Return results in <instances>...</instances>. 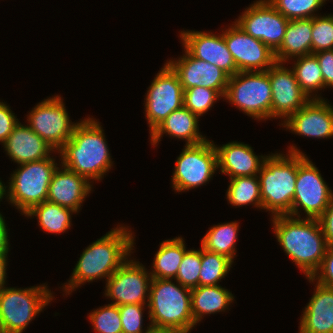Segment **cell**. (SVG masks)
Here are the masks:
<instances>
[{
    "label": "cell",
    "instance_id": "obj_5",
    "mask_svg": "<svg viewBox=\"0 0 333 333\" xmlns=\"http://www.w3.org/2000/svg\"><path fill=\"white\" fill-rule=\"evenodd\" d=\"M147 307L152 327L189 333L196 325L191 312V289L172 279L152 278Z\"/></svg>",
    "mask_w": 333,
    "mask_h": 333
},
{
    "label": "cell",
    "instance_id": "obj_19",
    "mask_svg": "<svg viewBox=\"0 0 333 333\" xmlns=\"http://www.w3.org/2000/svg\"><path fill=\"white\" fill-rule=\"evenodd\" d=\"M281 125L300 136L333 137V106L325 98L311 99Z\"/></svg>",
    "mask_w": 333,
    "mask_h": 333
},
{
    "label": "cell",
    "instance_id": "obj_32",
    "mask_svg": "<svg viewBox=\"0 0 333 333\" xmlns=\"http://www.w3.org/2000/svg\"><path fill=\"white\" fill-rule=\"evenodd\" d=\"M234 261L228 257L208 251L201 246V270L199 286L219 285V281L227 276Z\"/></svg>",
    "mask_w": 333,
    "mask_h": 333
},
{
    "label": "cell",
    "instance_id": "obj_7",
    "mask_svg": "<svg viewBox=\"0 0 333 333\" xmlns=\"http://www.w3.org/2000/svg\"><path fill=\"white\" fill-rule=\"evenodd\" d=\"M54 299L47 284L29 288L0 289L2 333H22L28 324Z\"/></svg>",
    "mask_w": 333,
    "mask_h": 333
},
{
    "label": "cell",
    "instance_id": "obj_18",
    "mask_svg": "<svg viewBox=\"0 0 333 333\" xmlns=\"http://www.w3.org/2000/svg\"><path fill=\"white\" fill-rule=\"evenodd\" d=\"M184 51L185 54L178 60L166 62L177 74L183 90L202 86L216 90L224 97L229 76L216 65L192 57L185 49Z\"/></svg>",
    "mask_w": 333,
    "mask_h": 333
},
{
    "label": "cell",
    "instance_id": "obj_36",
    "mask_svg": "<svg viewBox=\"0 0 333 333\" xmlns=\"http://www.w3.org/2000/svg\"><path fill=\"white\" fill-rule=\"evenodd\" d=\"M201 270V249L187 250L182 258L176 280L182 286L194 289L199 286V272Z\"/></svg>",
    "mask_w": 333,
    "mask_h": 333
},
{
    "label": "cell",
    "instance_id": "obj_35",
    "mask_svg": "<svg viewBox=\"0 0 333 333\" xmlns=\"http://www.w3.org/2000/svg\"><path fill=\"white\" fill-rule=\"evenodd\" d=\"M88 318L97 333H123L117 305L108 304L95 309Z\"/></svg>",
    "mask_w": 333,
    "mask_h": 333
},
{
    "label": "cell",
    "instance_id": "obj_28",
    "mask_svg": "<svg viewBox=\"0 0 333 333\" xmlns=\"http://www.w3.org/2000/svg\"><path fill=\"white\" fill-rule=\"evenodd\" d=\"M73 213L76 212L72 209L44 201L41 204L35 205L25 216H36L42 230L52 234H60L70 229L72 224L71 215Z\"/></svg>",
    "mask_w": 333,
    "mask_h": 333
},
{
    "label": "cell",
    "instance_id": "obj_39",
    "mask_svg": "<svg viewBox=\"0 0 333 333\" xmlns=\"http://www.w3.org/2000/svg\"><path fill=\"white\" fill-rule=\"evenodd\" d=\"M308 280L333 288V247H328L319 269Z\"/></svg>",
    "mask_w": 333,
    "mask_h": 333
},
{
    "label": "cell",
    "instance_id": "obj_8",
    "mask_svg": "<svg viewBox=\"0 0 333 333\" xmlns=\"http://www.w3.org/2000/svg\"><path fill=\"white\" fill-rule=\"evenodd\" d=\"M224 98L258 121L271 118L272 90L269 69L237 72L229 77Z\"/></svg>",
    "mask_w": 333,
    "mask_h": 333
},
{
    "label": "cell",
    "instance_id": "obj_14",
    "mask_svg": "<svg viewBox=\"0 0 333 333\" xmlns=\"http://www.w3.org/2000/svg\"><path fill=\"white\" fill-rule=\"evenodd\" d=\"M235 23L275 52L283 41L289 20L268 0H258L249 5Z\"/></svg>",
    "mask_w": 333,
    "mask_h": 333
},
{
    "label": "cell",
    "instance_id": "obj_10",
    "mask_svg": "<svg viewBox=\"0 0 333 333\" xmlns=\"http://www.w3.org/2000/svg\"><path fill=\"white\" fill-rule=\"evenodd\" d=\"M332 197L333 192L323 180L318 168L306 154L299 153L292 216L300 218L301 211L298 210L303 208L306 218L318 219L326 210Z\"/></svg>",
    "mask_w": 333,
    "mask_h": 333
},
{
    "label": "cell",
    "instance_id": "obj_43",
    "mask_svg": "<svg viewBox=\"0 0 333 333\" xmlns=\"http://www.w3.org/2000/svg\"><path fill=\"white\" fill-rule=\"evenodd\" d=\"M4 216L0 213V257H8L9 252V237L8 227L6 228Z\"/></svg>",
    "mask_w": 333,
    "mask_h": 333
},
{
    "label": "cell",
    "instance_id": "obj_1",
    "mask_svg": "<svg viewBox=\"0 0 333 333\" xmlns=\"http://www.w3.org/2000/svg\"><path fill=\"white\" fill-rule=\"evenodd\" d=\"M134 233L125 226H117L89 245L80 255L72 276L64 284L65 295L83 285L101 278L106 280L131 256Z\"/></svg>",
    "mask_w": 333,
    "mask_h": 333
},
{
    "label": "cell",
    "instance_id": "obj_12",
    "mask_svg": "<svg viewBox=\"0 0 333 333\" xmlns=\"http://www.w3.org/2000/svg\"><path fill=\"white\" fill-rule=\"evenodd\" d=\"M184 90L177 74L165 63L148 88L145 118L151 133L172 111L184 106Z\"/></svg>",
    "mask_w": 333,
    "mask_h": 333
},
{
    "label": "cell",
    "instance_id": "obj_29",
    "mask_svg": "<svg viewBox=\"0 0 333 333\" xmlns=\"http://www.w3.org/2000/svg\"><path fill=\"white\" fill-rule=\"evenodd\" d=\"M238 222L214 225L201 240V246L217 254H222L232 261L236 256V239L238 237Z\"/></svg>",
    "mask_w": 333,
    "mask_h": 333
},
{
    "label": "cell",
    "instance_id": "obj_33",
    "mask_svg": "<svg viewBox=\"0 0 333 333\" xmlns=\"http://www.w3.org/2000/svg\"><path fill=\"white\" fill-rule=\"evenodd\" d=\"M268 2L288 20L309 19L317 16L323 0H268Z\"/></svg>",
    "mask_w": 333,
    "mask_h": 333
},
{
    "label": "cell",
    "instance_id": "obj_2",
    "mask_svg": "<svg viewBox=\"0 0 333 333\" xmlns=\"http://www.w3.org/2000/svg\"><path fill=\"white\" fill-rule=\"evenodd\" d=\"M279 245L305 274L312 277L319 269L328 248L318 219L277 215L272 218Z\"/></svg>",
    "mask_w": 333,
    "mask_h": 333
},
{
    "label": "cell",
    "instance_id": "obj_27",
    "mask_svg": "<svg viewBox=\"0 0 333 333\" xmlns=\"http://www.w3.org/2000/svg\"><path fill=\"white\" fill-rule=\"evenodd\" d=\"M182 237L168 239L160 243L154 256L152 278L175 279L178 268L185 254L186 246Z\"/></svg>",
    "mask_w": 333,
    "mask_h": 333
},
{
    "label": "cell",
    "instance_id": "obj_40",
    "mask_svg": "<svg viewBox=\"0 0 333 333\" xmlns=\"http://www.w3.org/2000/svg\"><path fill=\"white\" fill-rule=\"evenodd\" d=\"M19 120L14 115L10 107L0 102V142L4 143L8 136L11 134L14 127L18 124Z\"/></svg>",
    "mask_w": 333,
    "mask_h": 333
},
{
    "label": "cell",
    "instance_id": "obj_26",
    "mask_svg": "<svg viewBox=\"0 0 333 333\" xmlns=\"http://www.w3.org/2000/svg\"><path fill=\"white\" fill-rule=\"evenodd\" d=\"M233 301V294L220 285L198 286L191 289V312L195 324L206 314L224 312Z\"/></svg>",
    "mask_w": 333,
    "mask_h": 333
},
{
    "label": "cell",
    "instance_id": "obj_13",
    "mask_svg": "<svg viewBox=\"0 0 333 333\" xmlns=\"http://www.w3.org/2000/svg\"><path fill=\"white\" fill-rule=\"evenodd\" d=\"M146 270L139 261L127 259L106 280L105 297L114 300L111 304L117 306L124 304H147L148 306L152 276Z\"/></svg>",
    "mask_w": 333,
    "mask_h": 333
},
{
    "label": "cell",
    "instance_id": "obj_6",
    "mask_svg": "<svg viewBox=\"0 0 333 333\" xmlns=\"http://www.w3.org/2000/svg\"><path fill=\"white\" fill-rule=\"evenodd\" d=\"M58 164L53 156L18 166L5 186L7 201L25 215L35 205L47 201L48 188ZM8 197V198H7Z\"/></svg>",
    "mask_w": 333,
    "mask_h": 333
},
{
    "label": "cell",
    "instance_id": "obj_17",
    "mask_svg": "<svg viewBox=\"0 0 333 333\" xmlns=\"http://www.w3.org/2000/svg\"><path fill=\"white\" fill-rule=\"evenodd\" d=\"M184 49L192 56L216 65L229 77L238 71L231 52L222 34L202 31H181Z\"/></svg>",
    "mask_w": 333,
    "mask_h": 333
},
{
    "label": "cell",
    "instance_id": "obj_23",
    "mask_svg": "<svg viewBox=\"0 0 333 333\" xmlns=\"http://www.w3.org/2000/svg\"><path fill=\"white\" fill-rule=\"evenodd\" d=\"M315 292L303 310L299 333H333V288L316 282Z\"/></svg>",
    "mask_w": 333,
    "mask_h": 333
},
{
    "label": "cell",
    "instance_id": "obj_3",
    "mask_svg": "<svg viewBox=\"0 0 333 333\" xmlns=\"http://www.w3.org/2000/svg\"><path fill=\"white\" fill-rule=\"evenodd\" d=\"M103 131L93 118L78 122L71 138L58 151L61 164L88 181L101 180L113 166Z\"/></svg>",
    "mask_w": 333,
    "mask_h": 333
},
{
    "label": "cell",
    "instance_id": "obj_46",
    "mask_svg": "<svg viewBox=\"0 0 333 333\" xmlns=\"http://www.w3.org/2000/svg\"><path fill=\"white\" fill-rule=\"evenodd\" d=\"M5 184L3 185L2 180H0V201L5 197Z\"/></svg>",
    "mask_w": 333,
    "mask_h": 333
},
{
    "label": "cell",
    "instance_id": "obj_16",
    "mask_svg": "<svg viewBox=\"0 0 333 333\" xmlns=\"http://www.w3.org/2000/svg\"><path fill=\"white\" fill-rule=\"evenodd\" d=\"M283 65L276 62L270 67L269 79L272 90L271 118H283L285 122L311 98L299 86L292 68Z\"/></svg>",
    "mask_w": 333,
    "mask_h": 333
},
{
    "label": "cell",
    "instance_id": "obj_11",
    "mask_svg": "<svg viewBox=\"0 0 333 333\" xmlns=\"http://www.w3.org/2000/svg\"><path fill=\"white\" fill-rule=\"evenodd\" d=\"M62 97L56 95L39 102L27 116V125L55 151L71 138L78 124L72 123Z\"/></svg>",
    "mask_w": 333,
    "mask_h": 333
},
{
    "label": "cell",
    "instance_id": "obj_25",
    "mask_svg": "<svg viewBox=\"0 0 333 333\" xmlns=\"http://www.w3.org/2000/svg\"><path fill=\"white\" fill-rule=\"evenodd\" d=\"M312 18L292 19L286 27L283 41L274 52L276 62L312 54Z\"/></svg>",
    "mask_w": 333,
    "mask_h": 333
},
{
    "label": "cell",
    "instance_id": "obj_42",
    "mask_svg": "<svg viewBox=\"0 0 333 333\" xmlns=\"http://www.w3.org/2000/svg\"><path fill=\"white\" fill-rule=\"evenodd\" d=\"M318 220L322 227L328 247H333V197Z\"/></svg>",
    "mask_w": 333,
    "mask_h": 333
},
{
    "label": "cell",
    "instance_id": "obj_20",
    "mask_svg": "<svg viewBox=\"0 0 333 333\" xmlns=\"http://www.w3.org/2000/svg\"><path fill=\"white\" fill-rule=\"evenodd\" d=\"M57 167L48 188L47 201L79 212L85 197L91 193L92 184L72 170Z\"/></svg>",
    "mask_w": 333,
    "mask_h": 333
},
{
    "label": "cell",
    "instance_id": "obj_24",
    "mask_svg": "<svg viewBox=\"0 0 333 333\" xmlns=\"http://www.w3.org/2000/svg\"><path fill=\"white\" fill-rule=\"evenodd\" d=\"M199 116L182 106L172 111L151 133V144L157 145L164 134L183 139L186 145H198L206 140L199 132Z\"/></svg>",
    "mask_w": 333,
    "mask_h": 333
},
{
    "label": "cell",
    "instance_id": "obj_44",
    "mask_svg": "<svg viewBox=\"0 0 333 333\" xmlns=\"http://www.w3.org/2000/svg\"><path fill=\"white\" fill-rule=\"evenodd\" d=\"M7 258L8 257H0V289L6 285Z\"/></svg>",
    "mask_w": 333,
    "mask_h": 333
},
{
    "label": "cell",
    "instance_id": "obj_4",
    "mask_svg": "<svg viewBox=\"0 0 333 333\" xmlns=\"http://www.w3.org/2000/svg\"><path fill=\"white\" fill-rule=\"evenodd\" d=\"M299 153L296 146H290L287 155L269 154L263 161L258 174L262 209L271 216H292V203L295 194Z\"/></svg>",
    "mask_w": 333,
    "mask_h": 333
},
{
    "label": "cell",
    "instance_id": "obj_21",
    "mask_svg": "<svg viewBox=\"0 0 333 333\" xmlns=\"http://www.w3.org/2000/svg\"><path fill=\"white\" fill-rule=\"evenodd\" d=\"M215 148L218 168L221 173L228 174L229 179L258 175L263 161L267 157V155H255L251 146L237 141L222 146L215 145Z\"/></svg>",
    "mask_w": 333,
    "mask_h": 333
},
{
    "label": "cell",
    "instance_id": "obj_45",
    "mask_svg": "<svg viewBox=\"0 0 333 333\" xmlns=\"http://www.w3.org/2000/svg\"><path fill=\"white\" fill-rule=\"evenodd\" d=\"M148 333H184L177 329H171V328H156L152 327L149 329Z\"/></svg>",
    "mask_w": 333,
    "mask_h": 333
},
{
    "label": "cell",
    "instance_id": "obj_41",
    "mask_svg": "<svg viewBox=\"0 0 333 333\" xmlns=\"http://www.w3.org/2000/svg\"><path fill=\"white\" fill-rule=\"evenodd\" d=\"M323 75L324 88H333V50H322L314 53Z\"/></svg>",
    "mask_w": 333,
    "mask_h": 333
},
{
    "label": "cell",
    "instance_id": "obj_30",
    "mask_svg": "<svg viewBox=\"0 0 333 333\" xmlns=\"http://www.w3.org/2000/svg\"><path fill=\"white\" fill-rule=\"evenodd\" d=\"M294 59L297 61H295L292 70L301 89L311 99H322L320 95H314L316 91L318 93V90L324 88L323 75L317 57L314 54H309Z\"/></svg>",
    "mask_w": 333,
    "mask_h": 333
},
{
    "label": "cell",
    "instance_id": "obj_34",
    "mask_svg": "<svg viewBox=\"0 0 333 333\" xmlns=\"http://www.w3.org/2000/svg\"><path fill=\"white\" fill-rule=\"evenodd\" d=\"M221 97L216 90L196 86L184 90L183 103L185 108L200 117Z\"/></svg>",
    "mask_w": 333,
    "mask_h": 333
},
{
    "label": "cell",
    "instance_id": "obj_31",
    "mask_svg": "<svg viewBox=\"0 0 333 333\" xmlns=\"http://www.w3.org/2000/svg\"><path fill=\"white\" fill-rule=\"evenodd\" d=\"M227 200L232 206L252 204L262 209L261 189L258 175L235 177L230 179L226 192Z\"/></svg>",
    "mask_w": 333,
    "mask_h": 333
},
{
    "label": "cell",
    "instance_id": "obj_38",
    "mask_svg": "<svg viewBox=\"0 0 333 333\" xmlns=\"http://www.w3.org/2000/svg\"><path fill=\"white\" fill-rule=\"evenodd\" d=\"M145 304H124L119 306L123 333H148L151 325L142 331Z\"/></svg>",
    "mask_w": 333,
    "mask_h": 333
},
{
    "label": "cell",
    "instance_id": "obj_37",
    "mask_svg": "<svg viewBox=\"0 0 333 333\" xmlns=\"http://www.w3.org/2000/svg\"><path fill=\"white\" fill-rule=\"evenodd\" d=\"M312 54L333 50V14L312 18Z\"/></svg>",
    "mask_w": 333,
    "mask_h": 333
},
{
    "label": "cell",
    "instance_id": "obj_15",
    "mask_svg": "<svg viewBox=\"0 0 333 333\" xmlns=\"http://www.w3.org/2000/svg\"><path fill=\"white\" fill-rule=\"evenodd\" d=\"M223 36L239 72L267 71L276 63L274 51L235 22Z\"/></svg>",
    "mask_w": 333,
    "mask_h": 333
},
{
    "label": "cell",
    "instance_id": "obj_9",
    "mask_svg": "<svg viewBox=\"0 0 333 333\" xmlns=\"http://www.w3.org/2000/svg\"><path fill=\"white\" fill-rule=\"evenodd\" d=\"M175 164L172 188L176 192L206 184L218 169L215 144L206 140L198 145H185Z\"/></svg>",
    "mask_w": 333,
    "mask_h": 333
},
{
    "label": "cell",
    "instance_id": "obj_22",
    "mask_svg": "<svg viewBox=\"0 0 333 333\" xmlns=\"http://www.w3.org/2000/svg\"><path fill=\"white\" fill-rule=\"evenodd\" d=\"M2 145L9 158L18 165L48 158L50 153L56 152L28 125H23L20 121Z\"/></svg>",
    "mask_w": 333,
    "mask_h": 333
}]
</instances>
